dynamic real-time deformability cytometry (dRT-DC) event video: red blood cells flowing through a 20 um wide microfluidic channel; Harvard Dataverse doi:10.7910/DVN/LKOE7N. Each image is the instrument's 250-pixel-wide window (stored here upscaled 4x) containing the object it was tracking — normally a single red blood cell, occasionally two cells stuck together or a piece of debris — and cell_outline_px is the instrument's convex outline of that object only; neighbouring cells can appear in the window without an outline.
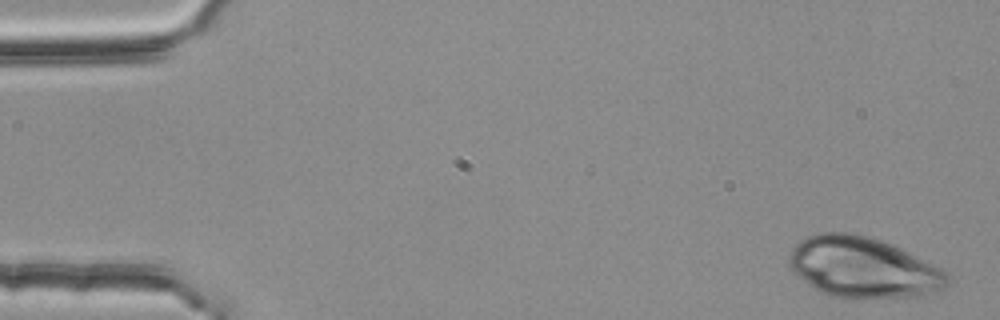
{"species": "common noctule bat (a hibernating species)", "species_latin": "Nyctalus noctula", "temperature_condition": "room temperature", "stored_images_in_passage": 4, "segment_of_instrument_passage": [1, 2], "camera_frame_rate_fps": 3000, "um_per_image_px": 0.085, "animal": {"sex": "female", "body_mass_g": 25.1}, "frame": {"image": 1, "passage_image": 1, "time_ms": 0.0, "image_size_px": [1000, 320], "cell_outline_px": [[952, 284], [924, 296], [832, 296], [816, 288], [804, 280], [788, 264], [788, 260], [792, 248], [800, 240], [808, 236], [820, 232], [848, 232], [868, 236], [880, 240], [900, 248], [948, 272], [952, 280]], "centroid_in_image_um": [73.4, 22.7], "position_along_channel_um": 11.6, "area_um2": 54.97}}